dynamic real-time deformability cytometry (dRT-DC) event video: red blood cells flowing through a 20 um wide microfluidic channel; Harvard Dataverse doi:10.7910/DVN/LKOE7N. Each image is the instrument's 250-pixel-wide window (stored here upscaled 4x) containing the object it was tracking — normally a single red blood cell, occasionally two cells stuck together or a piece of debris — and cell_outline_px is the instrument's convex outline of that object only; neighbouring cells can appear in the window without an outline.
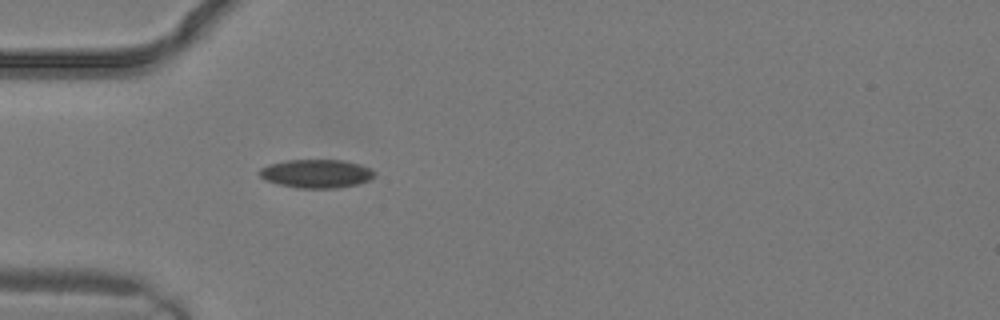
{"species": "common noctule bat (a hibernating species)", "species_latin": "Nyctalus noctula", "temperature_condition": "warm", "stored_images_in_passage": 1, "camera_frame_rate_fps": 3000, "um_per_image_px": 0.085, "animal": {"sex": "male", "body_mass_g": 19.2, "forearm_length_mm": 51.8}, "frame": {"image": 1, "passage_image": 1, "time_ms": 0.0, "image_size_px": [1000, 320], "cell_outline_px": [[376, 172], [368, 180], [356, 184], [336, 188], [300, 188], [280, 184], [264, 180], [260, 176], [260, 168], [268, 164], [288, 160], [344, 160], [360, 164], [372, 168]], "centroid_in_image_um": [26.89, 14.75], "position_along_channel_um": 58.1, "area_um2": 19.02}}